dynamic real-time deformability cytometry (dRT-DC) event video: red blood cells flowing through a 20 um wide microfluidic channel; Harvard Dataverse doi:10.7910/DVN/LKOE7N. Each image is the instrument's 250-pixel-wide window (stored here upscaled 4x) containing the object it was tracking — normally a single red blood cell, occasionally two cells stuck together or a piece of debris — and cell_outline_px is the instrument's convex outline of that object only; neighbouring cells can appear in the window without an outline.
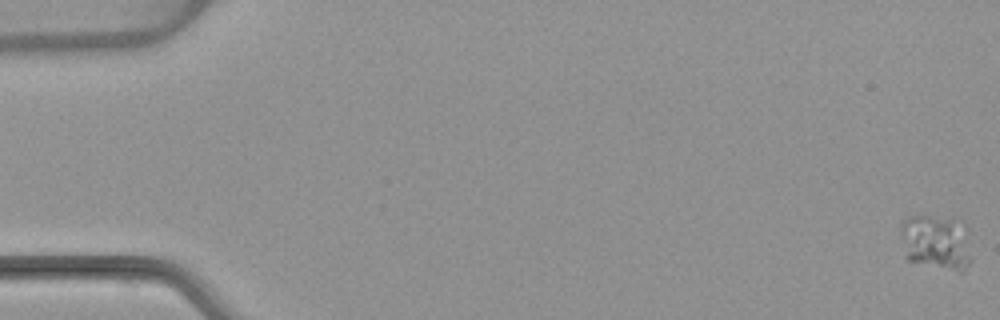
{"species": "common noctule bat (a hibernating species)", "species_latin": "Nyctalus noctula", "temperature_condition": "warm", "stored_images_in_passage": 6, "segment_of_instrument_passage": [1, 2], "camera_frame_rate_fps": 3000, "um_per_image_px": 0.085, "animal": {"sex": "female", "body_mass_g": 22.7, "forearm_length_mm": 54.2}, "frame": {"image": 1, "passage_image": 1, "time_ms": 0.0, "image_size_px": [1000, 320], "cell_outline_px": [[972, 260], [964, 272], [960, 272], [908, 260], [904, 256], [900, 232], [900, 224], [908, 216], [924, 212], [952, 220]], "centroid_in_image_um": [79.38, 20.6], "position_along_channel_um": 5.6, "area_um2": 21.85}}